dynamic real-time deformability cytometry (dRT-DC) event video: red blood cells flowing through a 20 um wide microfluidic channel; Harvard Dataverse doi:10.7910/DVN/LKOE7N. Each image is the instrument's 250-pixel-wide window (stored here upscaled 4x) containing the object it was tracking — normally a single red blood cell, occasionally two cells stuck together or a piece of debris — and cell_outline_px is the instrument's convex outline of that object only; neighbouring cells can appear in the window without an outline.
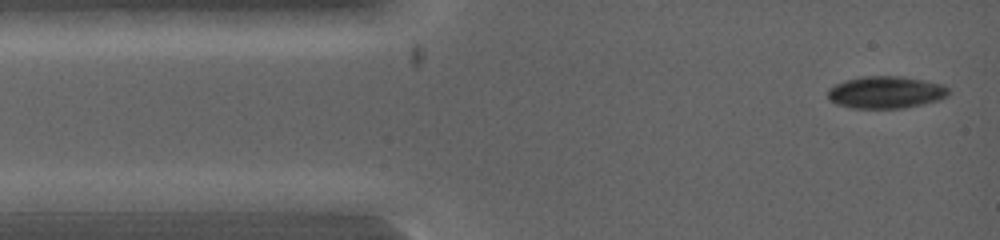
{"species": "common noctule bat (a hibernating species)", "species_latin": "Nyctalus noctula", "temperature_condition": "warm", "stored_images_in_passage": 9, "camera_frame_rate_fps": 5000, "um_per_image_px": 0.085, "animal": {"sex": "female", "body_mass_g": 19.0, "forearm_length_mm": 53.3}, "frame": {"image": 1, "passage_image": 2, "time_ms": 0.2, "image_size_px": [1000, 240], "cell_outline_px": [[948, 96], [940, 100], [924, 104], [904, 108], [852, 108], [836, 104], [828, 96], [828, 88], [844, 80], [860, 76], [900, 76], [924, 80], [944, 84], [948, 88]], "centroid_in_image_um": [75.32, 7.84], "position_along_channel_um": 9.7, "area_um2": 22.83}}
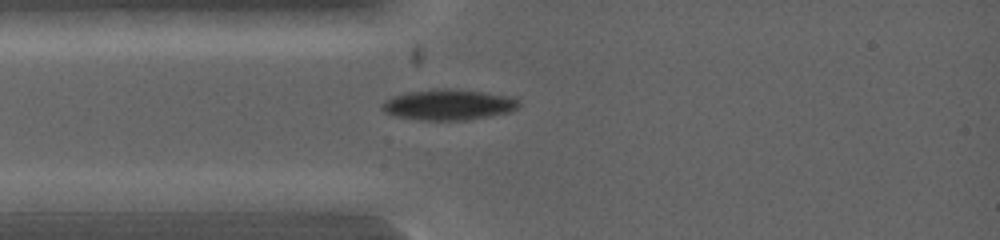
{"frame": {"image": 2, "passage_image": 8, "time_ms": 1.8, "image_size_px": [1000, 240], "cell_outline_px": [[520, 104], [512, 112], [492, 116], [468, 120], [420, 120], [396, 116], [384, 112], [380, 108], [380, 104], [384, 100], [392, 96], [408, 92], [440, 88], [444, 88], [484, 92], [508, 96], [516, 100]], "centroid_in_image_um": [38.08, 8.91], "position_along_channel_um": 46.9, "area_um2": 24.57}}